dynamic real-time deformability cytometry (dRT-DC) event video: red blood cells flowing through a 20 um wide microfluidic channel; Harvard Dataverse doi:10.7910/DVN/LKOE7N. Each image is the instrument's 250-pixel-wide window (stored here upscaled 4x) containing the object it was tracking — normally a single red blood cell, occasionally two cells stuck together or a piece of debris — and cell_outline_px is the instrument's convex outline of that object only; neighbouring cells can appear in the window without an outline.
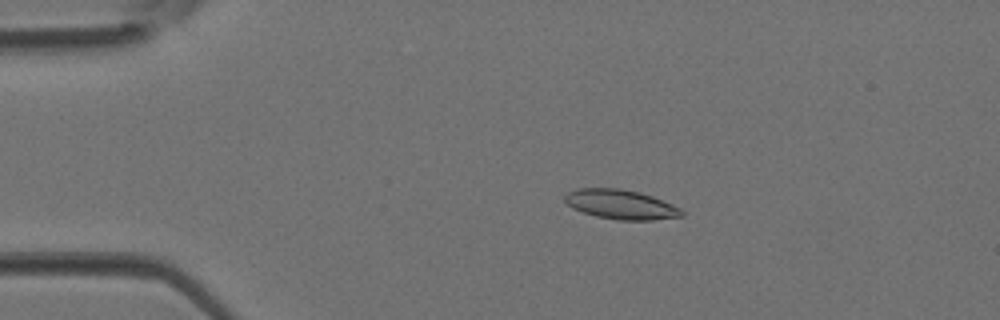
{"species": "Egyptian fruit bat (a non-hibernating species)", "species_latin": "Rousettus aegyptiacus", "temperature_condition": "room temperature", "stored_images_in_passage": 4, "camera_frame_rate_fps": 3000, "um_per_image_px": 0.085, "animal": {"sex": "female"}, "frame": {"image": 1, "passage_image": 3, "time_ms": 0.667, "image_size_px": [1000, 320], "cell_outline_px": [[684, 216], [652, 220], [620, 220], [596, 216], [572, 208], [564, 200], [564, 196], [568, 192], [576, 188], [620, 188], [640, 192], [652, 196], [672, 204], [680, 208], [684, 212]], "centroid_in_image_um": [52.77, 17.37], "position_along_channel_um": 32.2, "area_um2": 20.11}}